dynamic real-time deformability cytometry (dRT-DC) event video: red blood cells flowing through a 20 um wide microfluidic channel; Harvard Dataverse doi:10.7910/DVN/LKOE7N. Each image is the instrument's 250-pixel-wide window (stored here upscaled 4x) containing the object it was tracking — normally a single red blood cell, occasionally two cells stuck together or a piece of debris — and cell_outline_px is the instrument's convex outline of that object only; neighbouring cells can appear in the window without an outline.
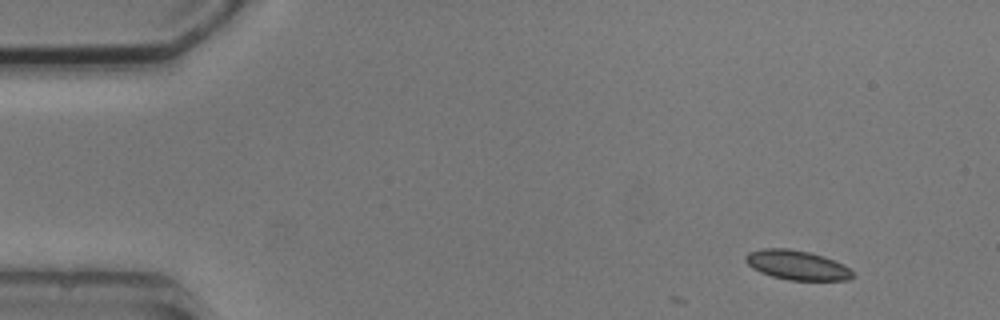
{"species": "common noctule bat (a hibernating species)", "species_latin": "Nyctalus noctula", "temperature_condition": "cold", "stored_images_in_passage": 4, "camera_frame_rate_fps": 3000, "um_per_image_px": 0.085, "animal": {"sex": "male", "body_mass_g": 20.5, "forearm_length_mm": 52.5}, "frame": {"image": 1, "passage_image": 1, "time_ms": 0.0, "image_size_px": [1000, 320], "cell_outline_px": [[856, 276], [848, 280], [788, 280], [772, 276], [760, 272], [752, 268], [744, 260], [744, 256], [748, 252], [764, 248], [788, 248], [808, 252], [824, 256], [844, 264], [856, 272]], "centroid_in_image_um": [67.78, 22.53], "position_along_channel_um": 17.2, "area_um2": 18.67}}
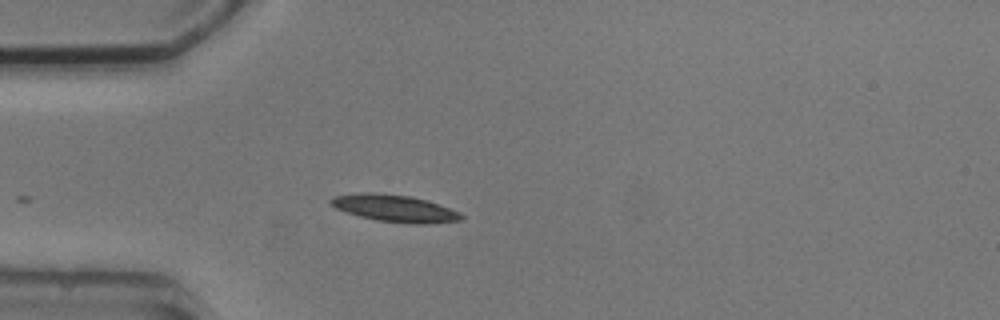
{"frame": {"image": 2, "passage_image": 4, "time_ms": 3.333, "image_size_px": [1000, 320], "cell_outline_px": [[464, 216], [460, 220], [432, 224], [412, 224], [376, 220], [360, 216], [336, 208], [328, 200], [332, 196], [364, 192], [372, 192], [412, 196], [428, 200], [460, 212]], "centroid_in_image_um": [33.58, 17.7], "position_along_channel_um": 51.4, "area_um2": 20.63}}